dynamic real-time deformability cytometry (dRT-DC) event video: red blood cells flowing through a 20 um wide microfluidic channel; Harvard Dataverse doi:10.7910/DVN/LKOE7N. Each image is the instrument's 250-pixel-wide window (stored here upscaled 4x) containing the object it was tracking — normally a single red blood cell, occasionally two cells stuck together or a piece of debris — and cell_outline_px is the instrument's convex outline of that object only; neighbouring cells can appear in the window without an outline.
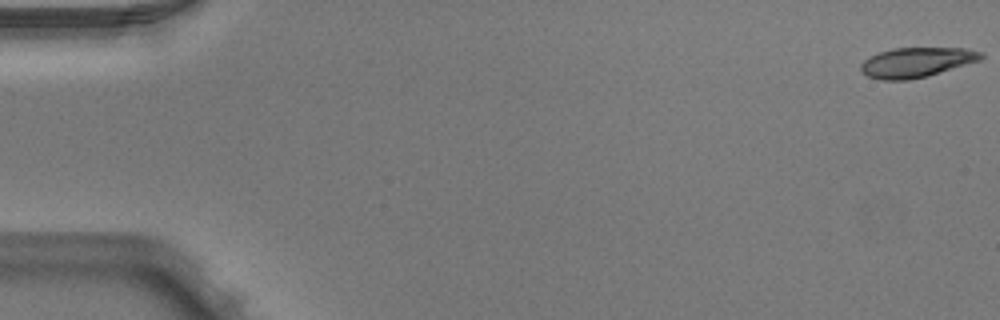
{"species": "Egyptian fruit bat (a non-hibernating species)", "species_latin": "Rousettus aegyptiacus", "temperature_condition": "warm", "stored_images_in_passage": 5, "camera_frame_rate_fps": 3000, "um_per_image_px": 0.085, "animal": {"sex": "male"}, "frame": {"image": 1, "passage_image": 1, "time_ms": 0.0, "image_size_px": [1000, 320], "cell_outline_px": [[984, 56], [980, 60], [928, 76], [908, 80], [884, 80], [868, 76], [860, 72], [860, 64], [868, 56], [892, 48], [968, 48], [984, 52]], "centroid_in_image_um": [77.9, 5.29], "position_along_channel_um": 7.1, "area_um2": 21.04}}